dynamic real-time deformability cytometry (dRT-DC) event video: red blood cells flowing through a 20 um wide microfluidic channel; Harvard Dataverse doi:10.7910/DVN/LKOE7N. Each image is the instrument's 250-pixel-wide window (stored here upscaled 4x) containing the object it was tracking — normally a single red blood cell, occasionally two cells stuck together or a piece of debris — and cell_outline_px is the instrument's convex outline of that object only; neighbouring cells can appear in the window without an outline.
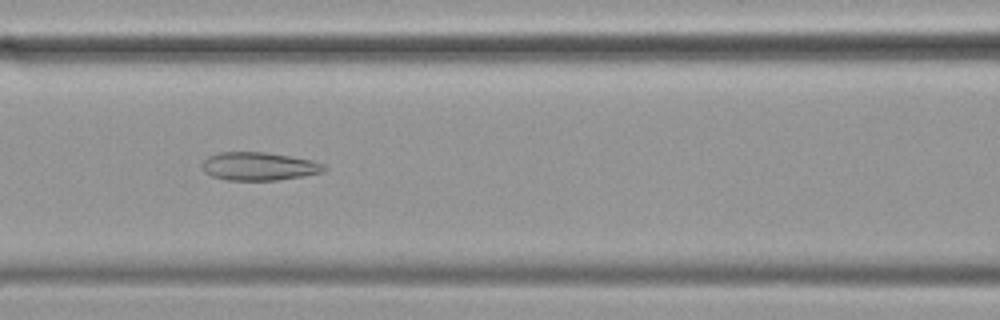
{"species": "common noctule bat (a hibernating species)", "species_latin": "Nyctalus noctula", "temperature_condition": "cold", "stored_images_in_passage": 56, "camera_frame_rate_fps": 3000, "um_per_image_px": 0.085, "animal": {"sex": "female", "body_mass_g": 19.9}, "frame": {"image": 1, "passage_image": 24, "time_ms": 7.667, "image_size_px": [1000, 320], "cell_outline_px": [[328, 168], [324, 172], [304, 176], [276, 180], [228, 180], [212, 176], [204, 172], [204, 160], [208, 156], [220, 152], [264, 152], [312, 160], [324, 164]], "centroid_in_image_um": [22.05, 14.14], "position_along_channel_um": 144.6, "area_um2": 19.94}}
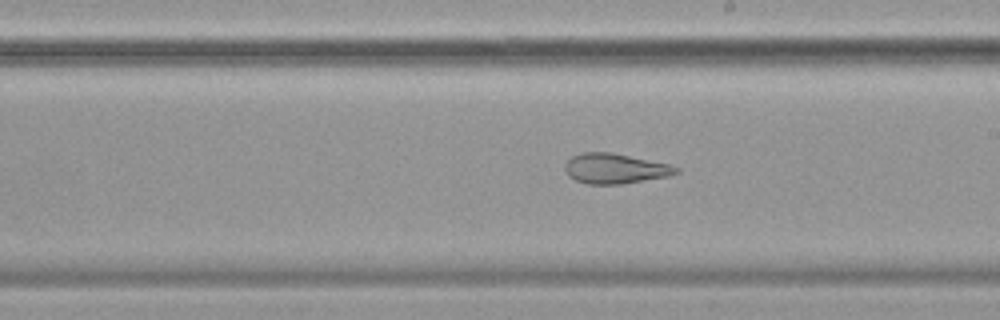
{"frame": {"image": 2, "passage_image": 32, "time_ms": 10.333, "image_size_px": [1000, 320], "cell_outline_px": [[680, 172], [668, 176], [620, 184], [588, 184], [576, 180], [568, 176], [564, 168], [564, 164], [572, 156], [580, 152], [612, 152], [668, 164], [680, 168]], "centroid_in_image_um": [52.25, 14.32], "position_along_channel_um": 236.7, "area_um2": 19.48}}
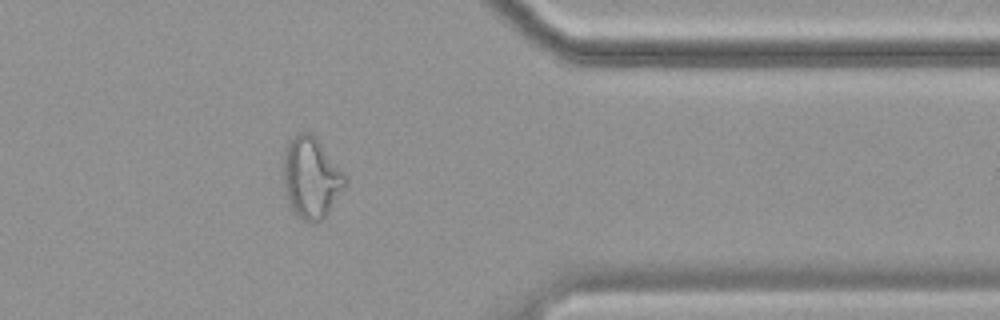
{"frame": {"image": 3, "passage_image": 46, "time_ms": 15.0, "image_size_px": [1000, 320], "cell_outline_px": [[348, 184], [328, 212], [316, 224], [312, 224], [304, 220], [292, 212], [284, 196], [284, 148], [300, 132], [312, 132], [348, 176]], "centroid_in_image_um": [26.47, 15.13], "position_along_channel_um": 384.9, "area_um2": 29.65}, "authors_computed_cell_mechanics": {"area_um2": 26.2412, "velocity_mm_per_s": 3.4725, "shape_relaxation_time_tau1_ms": null, "shape_relaxation_time_tau2_ms": 2.0731, "deformation_change_tau1": null, "deformation_change_tau2": 0.1063}}